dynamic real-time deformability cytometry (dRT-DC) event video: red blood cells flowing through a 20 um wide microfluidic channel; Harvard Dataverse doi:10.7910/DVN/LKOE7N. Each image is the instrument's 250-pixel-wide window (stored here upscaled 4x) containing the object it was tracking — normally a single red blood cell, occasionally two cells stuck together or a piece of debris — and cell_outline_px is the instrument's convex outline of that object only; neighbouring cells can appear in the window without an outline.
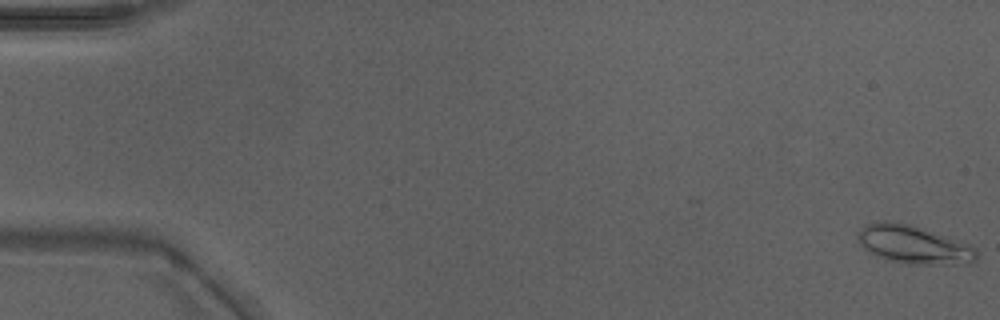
{"species": "Egyptian fruit bat (a non-hibernating species)", "species_latin": "Rousettus aegyptiacus", "temperature_condition": "warm", "stored_images_in_passage": 15, "camera_frame_rate_fps": 3000, "um_per_image_px": 0.085, "animal": {"sex": "male"}, "frame": {"image": 1, "passage_image": 1, "time_ms": 0.0, "image_size_px": [1000, 320], "cell_outline_px": [[976, 260], [972, 264], [908, 264], [888, 260], [872, 256], [856, 240], [856, 232], [864, 224], [880, 220], [888, 220], [908, 224], [968, 244], [976, 248]], "centroid_in_image_um": [77.56, 20.8], "position_along_channel_um": 7.4, "area_um2": 26.7}}